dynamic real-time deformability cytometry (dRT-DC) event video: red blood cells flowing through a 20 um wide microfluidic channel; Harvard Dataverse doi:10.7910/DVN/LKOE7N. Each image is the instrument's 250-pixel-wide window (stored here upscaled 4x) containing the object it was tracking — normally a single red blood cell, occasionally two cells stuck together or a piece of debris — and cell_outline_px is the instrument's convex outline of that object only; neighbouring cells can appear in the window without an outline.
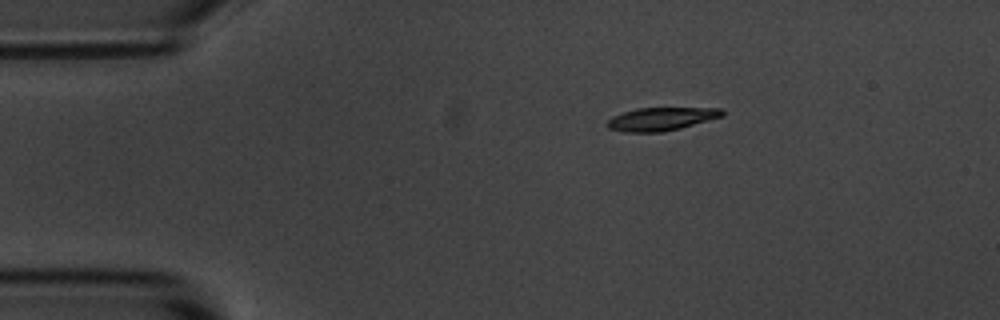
{"species": "common noctule bat (a hibernating species)", "species_latin": "Nyctalus noctula", "temperature_condition": "room temperature", "stored_images_in_passage": 9, "camera_frame_rate_fps": 3000, "um_per_image_px": 0.085, "animal": {"sex": "male", "body_mass_g": 20.1, "forearm_length_mm": 53.5}, "frame": {"image": 1, "passage_image": 1, "time_ms": 0.0, "image_size_px": [1000, 320], "cell_outline_px": [[724, 116], [680, 128], [660, 132], [624, 132], [608, 128], [604, 124], [612, 116], [636, 108], [720, 108], [724, 112]], "centroid_in_image_um": [56.17, 10.11], "position_along_channel_um": 28.8, "area_um2": 15.49}}
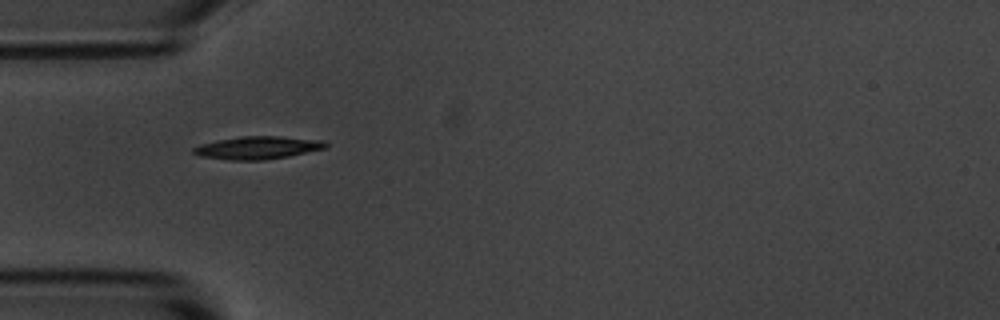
{"frame": {"image": 2, "passage_image": 3, "time_ms": 2.333, "image_size_px": [1000, 320], "cell_outline_px": [[328, 144], [324, 148], [288, 156], [264, 160], [228, 160], [200, 156], [192, 152], [192, 148], [200, 144], [216, 140], [240, 136], [280, 136], [320, 140]], "centroid_in_image_um": [21.83, 12.55], "position_along_channel_um": 63.2, "area_um2": 17.46}}
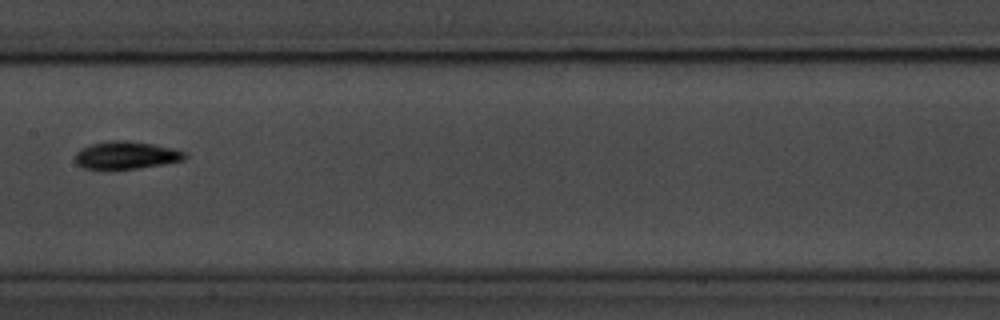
{"frame": {"image": 3, "passage_image": 6, "time_ms": 6.0, "image_size_px": [1000, 320], "cell_outline_px": [[188, 156], [184, 160], [164, 164], [136, 168], [84, 168], [76, 164], [76, 152], [80, 148], [88, 144], [108, 140], [128, 140], [152, 144], [172, 148], [184, 152]], "centroid_in_image_um": [10.71, 13.17], "position_along_channel_um": 196.7, "area_um2": 17.57}}